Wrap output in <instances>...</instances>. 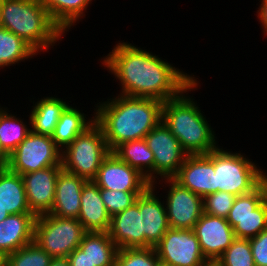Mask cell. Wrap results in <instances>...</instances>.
<instances>
[{"label": "cell", "mask_w": 267, "mask_h": 266, "mask_svg": "<svg viewBox=\"0 0 267 266\" xmlns=\"http://www.w3.org/2000/svg\"><path fill=\"white\" fill-rule=\"evenodd\" d=\"M102 64L119 80L120 95L129 97L165 102L179 96L196 80L193 75L130 42H118L103 57Z\"/></svg>", "instance_id": "obj_1"}, {"label": "cell", "mask_w": 267, "mask_h": 266, "mask_svg": "<svg viewBox=\"0 0 267 266\" xmlns=\"http://www.w3.org/2000/svg\"><path fill=\"white\" fill-rule=\"evenodd\" d=\"M162 104L155 99L120 94L97 103L93 115L110 151L121 143L144 139L162 120Z\"/></svg>", "instance_id": "obj_2"}, {"label": "cell", "mask_w": 267, "mask_h": 266, "mask_svg": "<svg viewBox=\"0 0 267 266\" xmlns=\"http://www.w3.org/2000/svg\"><path fill=\"white\" fill-rule=\"evenodd\" d=\"M198 83L196 79L179 96L162 104L163 123L189 155L208 154L218 147L216 134L205 115L201 113L195 99L187 96L189 91L197 89Z\"/></svg>", "instance_id": "obj_3"}, {"label": "cell", "mask_w": 267, "mask_h": 266, "mask_svg": "<svg viewBox=\"0 0 267 266\" xmlns=\"http://www.w3.org/2000/svg\"><path fill=\"white\" fill-rule=\"evenodd\" d=\"M0 26L19 36L38 54L53 47L64 35L41 0H2Z\"/></svg>", "instance_id": "obj_4"}, {"label": "cell", "mask_w": 267, "mask_h": 266, "mask_svg": "<svg viewBox=\"0 0 267 266\" xmlns=\"http://www.w3.org/2000/svg\"><path fill=\"white\" fill-rule=\"evenodd\" d=\"M205 155L214 163L216 192H229L235 196L246 194L267 177L265 171L241 152L217 147Z\"/></svg>", "instance_id": "obj_5"}, {"label": "cell", "mask_w": 267, "mask_h": 266, "mask_svg": "<svg viewBox=\"0 0 267 266\" xmlns=\"http://www.w3.org/2000/svg\"><path fill=\"white\" fill-rule=\"evenodd\" d=\"M110 152L101 126L94 121L62 150V169L93 181Z\"/></svg>", "instance_id": "obj_6"}, {"label": "cell", "mask_w": 267, "mask_h": 266, "mask_svg": "<svg viewBox=\"0 0 267 266\" xmlns=\"http://www.w3.org/2000/svg\"><path fill=\"white\" fill-rule=\"evenodd\" d=\"M86 233L78 219L44 214L36 217L34 242L52 258H65L79 247Z\"/></svg>", "instance_id": "obj_7"}, {"label": "cell", "mask_w": 267, "mask_h": 266, "mask_svg": "<svg viewBox=\"0 0 267 266\" xmlns=\"http://www.w3.org/2000/svg\"><path fill=\"white\" fill-rule=\"evenodd\" d=\"M226 219L235 238L251 239L267 229V177L251 192L236 196Z\"/></svg>", "instance_id": "obj_8"}, {"label": "cell", "mask_w": 267, "mask_h": 266, "mask_svg": "<svg viewBox=\"0 0 267 266\" xmlns=\"http://www.w3.org/2000/svg\"><path fill=\"white\" fill-rule=\"evenodd\" d=\"M61 152L51 136L31 131L9 155L7 167L23 175L51 166H62Z\"/></svg>", "instance_id": "obj_9"}, {"label": "cell", "mask_w": 267, "mask_h": 266, "mask_svg": "<svg viewBox=\"0 0 267 266\" xmlns=\"http://www.w3.org/2000/svg\"><path fill=\"white\" fill-rule=\"evenodd\" d=\"M144 139L154 155V183L152 186L156 188V184L161 183H157L159 178H173L177 174L189 154L162 120Z\"/></svg>", "instance_id": "obj_10"}, {"label": "cell", "mask_w": 267, "mask_h": 266, "mask_svg": "<svg viewBox=\"0 0 267 266\" xmlns=\"http://www.w3.org/2000/svg\"><path fill=\"white\" fill-rule=\"evenodd\" d=\"M163 266H205L210 263L193 229L169 228L155 246Z\"/></svg>", "instance_id": "obj_11"}, {"label": "cell", "mask_w": 267, "mask_h": 266, "mask_svg": "<svg viewBox=\"0 0 267 266\" xmlns=\"http://www.w3.org/2000/svg\"><path fill=\"white\" fill-rule=\"evenodd\" d=\"M161 180L169 186L164 202L170 228L194 229L203 213L202 197L181 186L173 178Z\"/></svg>", "instance_id": "obj_12"}, {"label": "cell", "mask_w": 267, "mask_h": 266, "mask_svg": "<svg viewBox=\"0 0 267 266\" xmlns=\"http://www.w3.org/2000/svg\"><path fill=\"white\" fill-rule=\"evenodd\" d=\"M93 181L99 188L117 191H146L152 185L138 170L120 160L113 152L103 160Z\"/></svg>", "instance_id": "obj_13"}, {"label": "cell", "mask_w": 267, "mask_h": 266, "mask_svg": "<svg viewBox=\"0 0 267 266\" xmlns=\"http://www.w3.org/2000/svg\"><path fill=\"white\" fill-rule=\"evenodd\" d=\"M204 257L215 263L235 239L233 228L226 218L211 216L202 213L194 226Z\"/></svg>", "instance_id": "obj_14"}, {"label": "cell", "mask_w": 267, "mask_h": 266, "mask_svg": "<svg viewBox=\"0 0 267 266\" xmlns=\"http://www.w3.org/2000/svg\"><path fill=\"white\" fill-rule=\"evenodd\" d=\"M62 166H51L22 176L31 213L36 217L49 214L55 198L57 176Z\"/></svg>", "instance_id": "obj_15"}, {"label": "cell", "mask_w": 267, "mask_h": 266, "mask_svg": "<svg viewBox=\"0 0 267 266\" xmlns=\"http://www.w3.org/2000/svg\"><path fill=\"white\" fill-rule=\"evenodd\" d=\"M155 191V192H154ZM152 185L138 196V207L142 213L144 247H155L170 228L164 200L161 201Z\"/></svg>", "instance_id": "obj_16"}, {"label": "cell", "mask_w": 267, "mask_h": 266, "mask_svg": "<svg viewBox=\"0 0 267 266\" xmlns=\"http://www.w3.org/2000/svg\"><path fill=\"white\" fill-rule=\"evenodd\" d=\"M173 179L202 198L215 193L214 163L205 155H188Z\"/></svg>", "instance_id": "obj_17"}, {"label": "cell", "mask_w": 267, "mask_h": 266, "mask_svg": "<svg viewBox=\"0 0 267 266\" xmlns=\"http://www.w3.org/2000/svg\"><path fill=\"white\" fill-rule=\"evenodd\" d=\"M108 234L118 249L144 247L142 213L138 207V197L130 207L111 216Z\"/></svg>", "instance_id": "obj_18"}, {"label": "cell", "mask_w": 267, "mask_h": 266, "mask_svg": "<svg viewBox=\"0 0 267 266\" xmlns=\"http://www.w3.org/2000/svg\"><path fill=\"white\" fill-rule=\"evenodd\" d=\"M84 178L61 170L57 176L55 198L49 214L78 219Z\"/></svg>", "instance_id": "obj_19"}, {"label": "cell", "mask_w": 267, "mask_h": 266, "mask_svg": "<svg viewBox=\"0 0 267 266\" xmlns=\"http://www.w3.org/2000/svg\"><path fill=\"white\" fill-rule=\"evenodd\" d=\"M35 220L33 213H22L0 222V252L5 257L34 241Z\"/></svg>", "instance_id": "obj_20"}, {"label": "cell", "mask_w": 267, "mask_h": 266, "mask_svg": "<svg viewBox=\"0 0 267 266\" xmlns=\"http://www.w3.org/2000/svg\"><path fill=\"white\" fill-rule=\"evenodd\" d=\"M78 220L87 232H108L111 216L108 214L100 188L94 181H87L81 193Z\"/></svg>", "instance_id": "obj_21"}, {"label": "cell", "mask_w": 267, "mask_h": 266, "mask_svg": "<svg viewBox=\"0 0 267 266\" xmlns=\"http://www.w3.org/2000/svg\"><path fill=\"white\" fill-rule=\"evenodd\" d=\"M0 206L9 214L31 213L23 178L8 167H0Z\"/></svg>", "instance_id": "obj_22"}, {"label": "cell", "mask_w": 267, "mask_h": 266, "mask_svg": "<svg viewBox=\"0 0 267 266\" xmlns=\"http://www.w3.org/2000/svg\"><path fill=\"white\" fill-rule=\"evenodd\" d=\"M30 111L29 124L31 131L37 134L52 136L60 119L61 113L69 105L61 98L43 97L35 104L33 102Z\"/></svg>", "instance_id": "obj_23"}, {"label": "cell", "mask_w": 267, "mask_h": 266, "mask_svg": "<svg viewBox=\"0 0 267 266\" xmlns=\"http://www.w3.org/2000/svg\"><path fill=\"white\" fill-rule=\"evenodd\" d=\"M112 152L138 170L151 184L154 183V155L145 139L121 143Z\"/></svg>", "instance_id": "obj_24"}, {"label": "cell", "mask_w": 267, "mask_h": 266, "mask_svg": "<svg viewBox=\"0 0 267 266\" xmlns=\"http://www.w3.org/2000/svg\"><path fill=\"white\" fill-rule=\"evenodd\" d=\"M79 248L95 266H115L118 247L108 232H87Z\"/></svg>", "instance_id": "obj_25"}, {"label": "cell", "mask_w": 267, "mask_h": 266, "mask_svg": "<svg viewBox=\"0 0 267 266\" xmlns=\"http://www.w3.org/2000/svg\"><path fill=\"white\" fill-rule=\"evenodd\" d=\"M86 116L76 107H72V105H68L61 113L55 131L51 136L61 150L95 121V117L88 119Z\"/></svg>", "instance_id": "obj_26"}, {"label": "cell", "mask_w": 267, "mask_h": 266, "mask_svg": "<svg viewBox=\"0 0 267 266\" xmlns=\"http://www.w3.org/2000/svg\"><path fill=\"white\" fill-rule=\"evenodd\" d=\"M53 22L65 33L85 17L92 0H41ZM85 11V12H84Z\"/></svg>", "instance_id": "obj_27"}, {"label": "cell", "mask_w": 267, "mask_h": 266, "mask_svg": "<svg viewBox=\"0 0 267 266\" xmlns=\"http://www.w3.org/2000/svg\"><path fill=\"white\" fill-rule=\"evenodd\" d=\"M36 54L23 39L0 26V69L31 59Z\"/></svg>", "instance_id": "obj_28"}, {"label": "cell", "mask_w": 267, "mask_h": 266, "mask_svg": "<svg viewBox=\"0 0 267 266\" xmlns=\"http://www.w3.org/2000/svg\"><path fill=\"white\" fill-rule=\"evenodd\" d=\"M7 107L0 106V145L10 155L31 132L23 119L9 114Z\"/></svg>", "instance_id": "obj_29"}, {"label": "cell", "mask_w": 267, "mask_h": 266, "mask_svg": "<svg viewBox=\"0 0 267 266\" xmlns=\"http://www.w3.org/2000/svg\"><path fill=\"white\" fill-rule=\"evenodd\" d=\"M52 257L36 242L8 254L5 266H50Z\"/></svg>", "instance_id": "obj_30"}, {"label": "cell", "mask_w": 267, "mask_h": 266, "mask_svg": "<svg viewBox=\"0 0 267 266\" xmlns=\"http://www.w3.org/2000/svg\"><path fill=\"white\" fill-rule=\"evenodd\" d=\"M117 266H161L155 247H135L118 249Z\"/></svg>", "instance_id": "obj_31"}, {"label": "cell", "mask_w": 267, "mask_h": 266, "mask_svg": "<svg viewBox=\"0 0 267 266\" xmlns=\"http://www.w3.org/2000/svg\"><path fill=\"white\" fill-rule=\"evenodd\" d=\"M215 263L217 266H255L249 239L235 238Z\"/></svg>", "instance_id": "obj_32"}, {"label": "cell", "mask_w": 267, "mask_h": 266, "mask_svg": "<svg viewBox=\"0 0 267 266\" xmlns=\"http://www.w3.org/2000/svg\"><path fill=\"white\" fill-rule=\"evenodd\" d=\"M145 191H117L100 188L105 208L110 216L124 211L135 203L137 197Z\"/></svg>", "instance_id": "obj_33"}, {"label": "cell", "mask_w": 267, "mask_h": 266, "mask_svg": "<svg viewBox=\"0 0 267 266\" xmlns=\"http://www.w3.org/2000/svg\"><path fill=\"white\" fill-rule=\"evenodd\" d=\"M236 196L229 192L217 191L202 198L203 212L216 217L227 218Z\"/></svg>", "instance_id": "obj_34"}, {"label": "cell", "mask_w": 267, "mask_h": 266, "mask_svg": "<svg viewBox=\"0 0 267 266\" xmlns=\"http://www.w3.org/2000/svg\"><path fill=\"white\" fill-rule=\"evenodd\" d=\"M249 241L255 266H267V229Z\"/></svg>", "instance_id": "obj_35"}, {"label": "cell", "mask_w": 267, "mask_h": 266, "mask_svg": "<svg viewBox=\"0 0 267 266\" xmlns=\"http://www.w3.org/2000/svg\"><path fill=\"white\" fill-rule=\"evenodd\" d=\"M67 258L70 266H95L79 247L70 253Z\"/></svg>", "instance_id": "obj_36"}, {"label": "cell", "mask_w": 267, "mask_h": 266, "mask_svg": "<svg viewBox=\"0 0 267 266\" xmlns=\"http://www.w3.org/2000/svg\"><path fill=\"white\" fill-rule=\"evenodd\" d=\"M257 17L261 23V28L263 29L264 35L267 34V0H262L261 5L258 8Z\"/></svg>", "instance_id": "obj_37"}, {"label": "cell", "mask_w": 267, "mask_h": 266, "mask_svg": "<svg viewBox=\"0 0 267 266\" xmlns=\"http://www.w3.org/2000/svg\"><path fill=\"white\" fill-rule=\"evenodd\" d=\"M50 266H70L69 260L65 258H53Z\"/></svg>", "instance_id": "obj_38"}, {"label": "cell", "mask_w": 267, "mask_h": 266, "mask_svg": "<svg viewBox=\"0 0 267 266\" xmlns=\"http://www.w3.org/2000/svg\"><path fill=\"white\" fill-rule=\"evenodd\" d=\"M9 155L1 148L0 145V167H7Z\"/></svg>", "instance_id": "obj_39"}, {"label": "cell", "mask_w": 267, "mask_h": 266, "mask_svg": "<svg viewBox=\"0 0 267 266\" xmlns=\"http://www.w3.org/2000/svg\"><path fill=\"white\" fill-rule=\"evenodd\" d=\"M10 214L8 213L7 210H4L1 206H0V222L3 221L4 219H6Z\"/></svg>", "instance_id": "obj_40"}, {"label": "cell", "mask_w": 267, "mask_h": 266, "mask_svg": "<svg viewBox=\"0 0 267 266\" xmlns=\"http://www.w3.org/2000/svg\"><path fill=\"white\" fill-rule=\"evenodd\" d=\"M6 257L0 252V266H5Z\"/></svg>", "instance_id": "obj_41"}, {"label": "cell", "mask_w": 267, "mask_h": 266, "mask_svg": "<svg viewBox=\"0 0 267 266\" xmlns=\"http://www.w3.org/2000/svg\"><path fill=\"white\" fill-rule=\"evenodd\" d=\"M205 266H217V264L216 263H208Z\"/></svg>", "instance_id": "obj_42"}, {"label": "cell", "mask_w": 267, "mask_h": 266, "mask_svg": "<svg viewBox=\"0 0 267 266\" xmlns=\"http://www.w3.org/2000/svg\"><path fill=\"white\" fill-rule=\"evenodd\" d=\"M1 5H2V0H0V12H1Z\"/></svg>", "instance_id": "obj_43"}]
</instances>
